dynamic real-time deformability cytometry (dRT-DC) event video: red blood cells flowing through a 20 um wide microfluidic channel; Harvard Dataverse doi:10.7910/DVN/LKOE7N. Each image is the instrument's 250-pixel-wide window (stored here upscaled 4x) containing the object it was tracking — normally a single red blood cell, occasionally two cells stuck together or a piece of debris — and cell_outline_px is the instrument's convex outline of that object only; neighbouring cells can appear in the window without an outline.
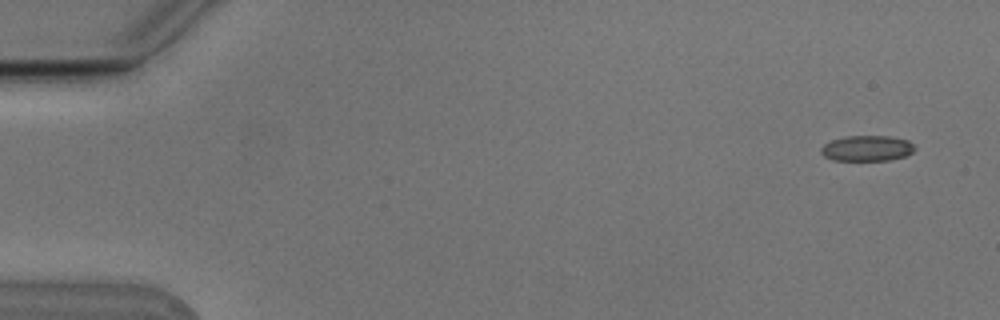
{"species": "Egyptian fruit bat (a non-hibernating species)", "species_latin": "Rousettus aegyptiacus", "temperature_condition": "cold", "stored_images_in_passage": 5, "camera_frame_rate_fps": 3000, "um_per_image_px": 0.085, "animal": {"sex": "male"}, "frame": {"image": 1, "passage_image": 1, "time_ms": 0.0, "image_size_px": [1000, 320], "cell_outline_px": [[916, 148], [912, 152], [904, 156], [888, 160], [832, 160], [824, 156], [820, 152], [820, 148], [824, 144], [832, 140], [844, 136], [888, 136], [908, 140]], "centroid_in_image_um": [73.66, 12.6], "position_along_channel_um": 11.3, "area_um2": 13.93}}
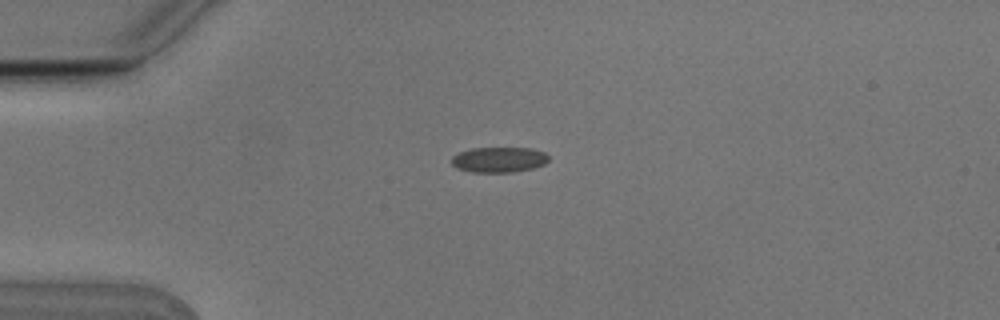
{"frame": {"image": 2, "passage_image": 4, "time_ms": 1.0, "image_size_px": [1000, 320], "cell_outline_px": [[548, 160], [544, 164], [532, 168], [512, 172], [472, 172], [456, 168], [452, 164], [452, 156], [460, 152], [472, 148], [532, 148], [544, 152], [548, 156]], "centroid_in_image_um": [42.4, 13.57], "position_along_channel_um": 42.6, "area_um2": 14.28}}